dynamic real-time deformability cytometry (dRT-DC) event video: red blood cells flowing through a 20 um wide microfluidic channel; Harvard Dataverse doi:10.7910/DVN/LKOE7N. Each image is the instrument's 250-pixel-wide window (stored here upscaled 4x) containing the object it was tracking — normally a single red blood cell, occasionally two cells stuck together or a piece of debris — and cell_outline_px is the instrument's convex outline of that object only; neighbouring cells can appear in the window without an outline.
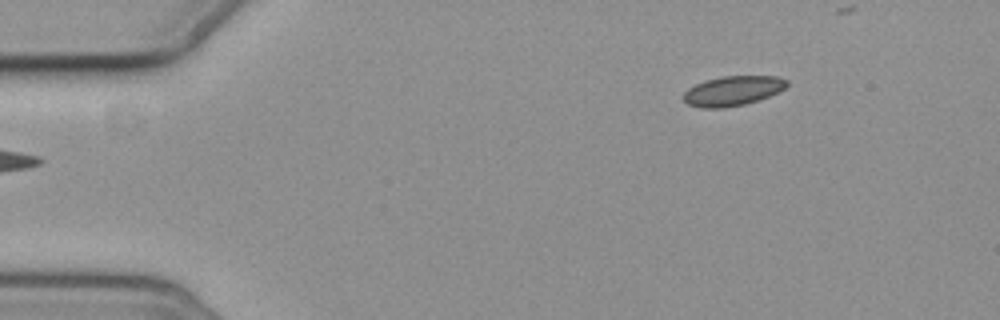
{"species": "common noctule bat (a hibernating species)", "species_latin": "Nyctalus noctula", "temperature_condition": "cold", "stored_images_in_passage": 2, "camera_frame_rate_fps": 3000, "um_per_image_px": 0.085, "animal": {"sex": "female", "body_mass_g": 19.3, "forearm_length_mm": 54.1}, "frame": {"image": 1, "passage_image": 2, "time_ms": 1.0, "image_size_px": [1000, 320], "cell_outline_px": [[788, 84], [784, 88], [768, 96], [744, 104], [724, 108], [700, 108], [688, 104], [684, 100], [684, 92], [688, 88], [704, 80], [720, 76], [776, 76], [788, 80]], "centroid_in_image_um": [62.25, 7.71], "position_along_channel_um": 22.8, "area_um2": 17.8}}